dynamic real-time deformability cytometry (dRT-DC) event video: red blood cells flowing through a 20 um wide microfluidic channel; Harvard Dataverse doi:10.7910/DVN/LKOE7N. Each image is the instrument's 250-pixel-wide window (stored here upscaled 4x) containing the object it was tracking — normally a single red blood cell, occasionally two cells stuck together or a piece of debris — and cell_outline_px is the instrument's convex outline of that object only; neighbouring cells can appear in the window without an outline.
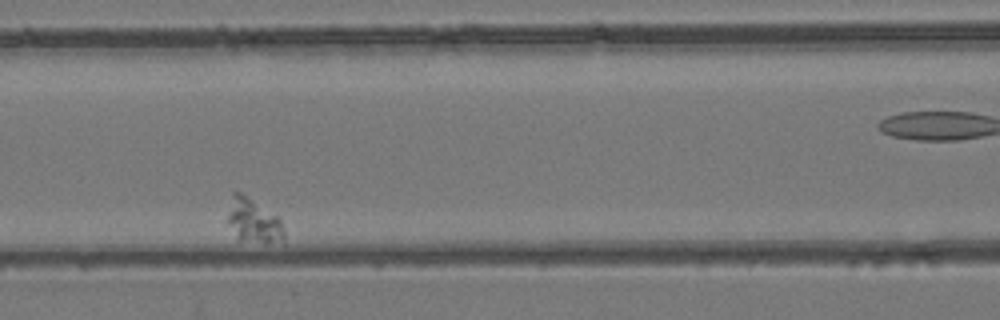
{"species": "common noctule bat (a hibernating species)", "species_latin": "Nyctalus noctula", "temperature_condition": "room temperature", "stored_images_in_passage": 6, "camera_frame_rate_fps": 3000, "um_per_image_px": 0.085, "animal": {"sex": "female", "body_mass_g": 24.6, "forearm_length_mm": 56.2}, "frame": {"image": 1, "passage_image": 4, "time_ms": 1.0, "image_size_px": [1000, 320], "cell_outline_px": [[284, 244], [240, 240], [228, 220], [228, 216], [232, 192], [240, 192], [276, 216], [280, 220], [284, 228]], "centroid_in_image_um": [21.6, 18.8], "position_along_channel_um": 145.0, "area_um2": 14.05}}